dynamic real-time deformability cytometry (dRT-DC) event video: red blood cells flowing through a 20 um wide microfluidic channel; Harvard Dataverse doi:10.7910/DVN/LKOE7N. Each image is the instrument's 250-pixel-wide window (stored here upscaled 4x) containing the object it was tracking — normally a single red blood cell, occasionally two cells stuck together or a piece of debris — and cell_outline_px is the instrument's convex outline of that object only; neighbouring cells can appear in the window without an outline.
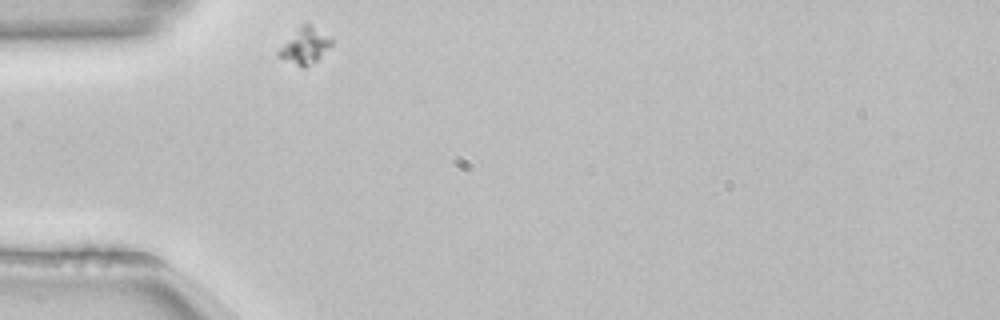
{"species": "common noctule bat (a hibernating species)", "species_latin": "Nyctalus noctula", "temperature_condition": "room temperature", "stored_images_in_passage": 31, "camera_frame_rate_fps": 3000, "um_per_image_px": 0.085, "animal": {"sex": "female", "body_mass_g": 22.7, "forearm_length_mm": 54.2}, "frame": {"image": 1, "passage_image": 1, "time_ms": 0.0, "image_size_px": [1000, 320], "cell_outline_px": [[332, 44], [316, 60], [304, 68], [280, 56], [276, 52], [296, 28], [304, 24], [308, 24], [332, 36]], "centroid_in_image_um": [25.94, 3.86], "position_along_channel_um": 59.1, "area_um2": 10.69}}